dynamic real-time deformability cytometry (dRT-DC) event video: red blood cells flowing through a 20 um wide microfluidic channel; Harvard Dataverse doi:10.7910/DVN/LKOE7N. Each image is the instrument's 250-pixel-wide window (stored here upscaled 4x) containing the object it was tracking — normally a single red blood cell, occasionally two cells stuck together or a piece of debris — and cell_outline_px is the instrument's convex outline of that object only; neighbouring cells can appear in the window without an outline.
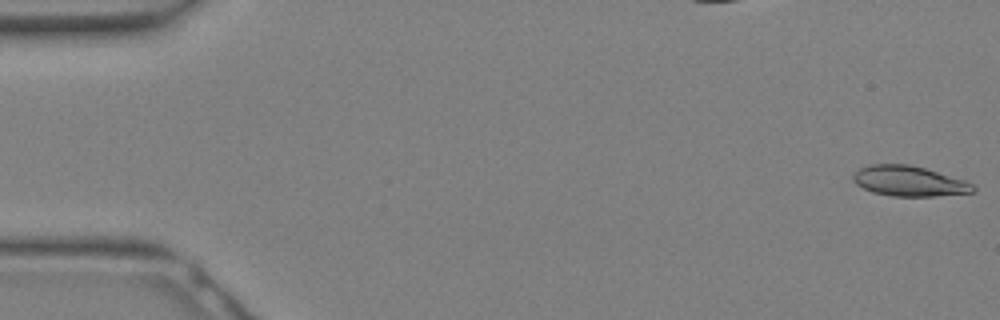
{"species": "Egyptian fruit bat (a non-hibernating species)", "species_latin": "Rousettus aegyptiacus", "temperature_condition": "warm", "stored_images_in_passage": 31, "camera_frame_rate_fps": 3000, "um_per_image_px": 0.085, "animal": {"sex": "female"}, "frame": {"image": 1, "passage_image": 1, "time_ms": 0.0, "image_size_px": [1000, 320], "cell_outline_px": [[976, 192], [936, 196], [892, 196], [872, 192], [856, 184], [852, 180], [852, 176], [860, 168], [868, 164], [908, 164], [924, 168], [964, 180], [972, 184], [976, 188]], "centroid_in_image_um": [77.26, 15.4], "position_along_channel_um": 7.7, "area_um2": 21.1}}
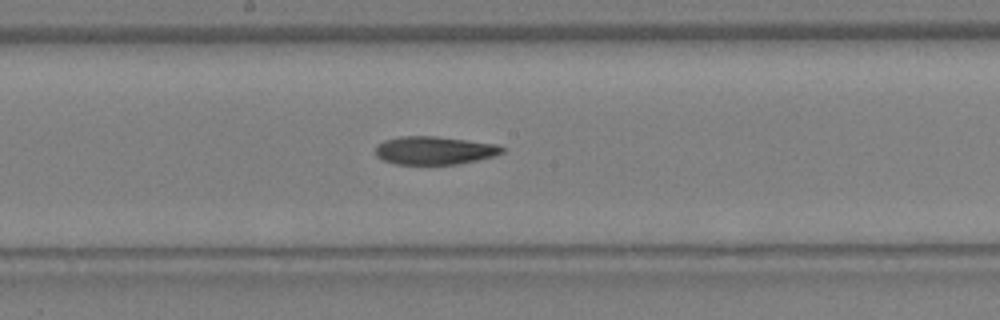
{"frame": {"image": 2, "passage_image": 17, "time_ms": 5.333, "image_size_px": [1000, 320], "cell_outline_px": [[504, 152], [496, 156], [456, 164], [396, 164], [384, 160], [376, 156], [376, 148], [384, 140], [400, 136], [436, 136], [468, 140], [496, 144], [504, 148]], "centroid_in_image_um": [36.95, 12.78], "position_along_channel_um": 211.3, "area_um2": 20.69}}
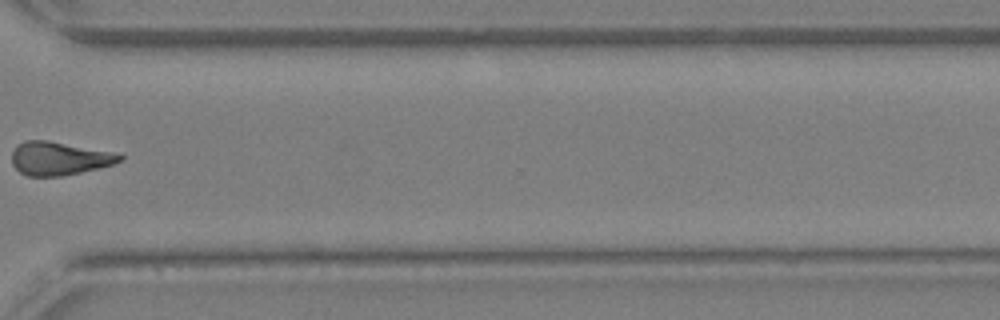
{"frame": {"image": 3, "passage_image": 24, "time_ms": 7.667, "image_size_px": [1000, 320], "cell_outline_px": [[124, 160], [112, 164], [80, 172], [60, 176], [28, 176], [20, 172], [12, 164], [12, 152], [16, 144], [24, 140], [48, 140], [108, 152], [124, 156]], "centroid_in_image_um": [4.95, 13.46], "position_along_channel_um": 365.7, "area_um2": 20.63}}